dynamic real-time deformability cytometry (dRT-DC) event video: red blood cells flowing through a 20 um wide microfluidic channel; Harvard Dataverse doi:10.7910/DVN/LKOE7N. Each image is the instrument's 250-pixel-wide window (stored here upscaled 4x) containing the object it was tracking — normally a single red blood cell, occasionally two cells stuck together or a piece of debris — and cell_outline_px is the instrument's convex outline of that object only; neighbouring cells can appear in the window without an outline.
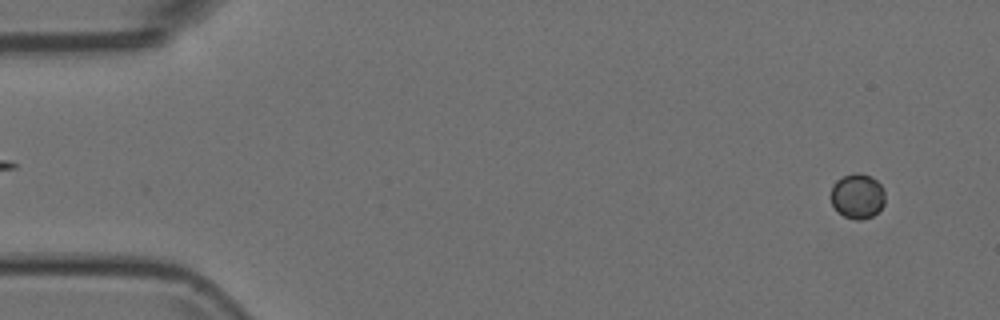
{"species": "Egyptian fruit bat (a non-hibernating species)", "species_latin": "Rousettus aegyptiacus", "temperature_condition": "room temperature", "stored_images_in_passage": 53, "camera_frame_rate_fps": 3000, "um_per_image_px": 0.085, "animal": {"sex": "female"}, "frame": {"image": 1, "passage_image": 4, "time_ms": 1.0, "image_size_px": [1000, 320], "cell_outline_px": [[884, 204], [872, 216], [860, 220], [856, 220], [844, 216], [832, 204], [832, 184], [836, 180], [844, 176], [856, 172], [872, 176], [880, 184], [884, 192]], "centroid_in_image_um": [72.89, 16.65], "position_along_channel_um": 12.1, "area_um2": 13.99}}
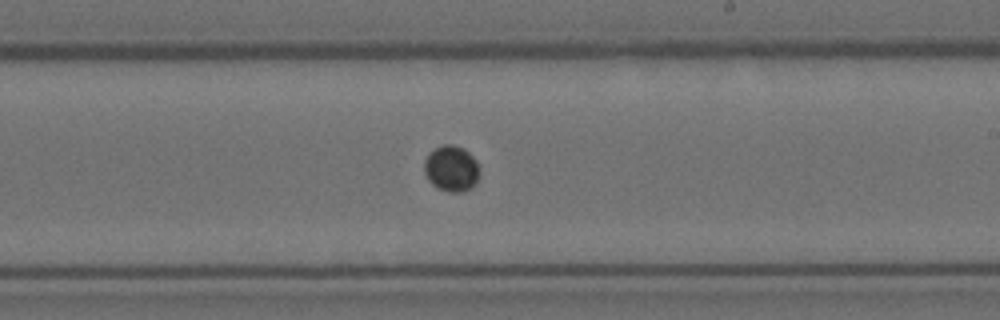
{"frame": {"image": 2, "passage_image": 31, "time_ms": 10.0, "image_size_px": [1000, 320], "cell_outline_px": [[480, 176], [476, 184], [472, 188], [460, 192], [448, 192], [432, 184], [428, 180], [424, 172], [424, 160], [436, 148], [444, 144], [452, 144], [464, 148], [476, 160], [480, 172]], "centroid_in_image_um": [38.4, 14.34], "position_along_channel_um": 250.6, "area_um2": 14.85}}
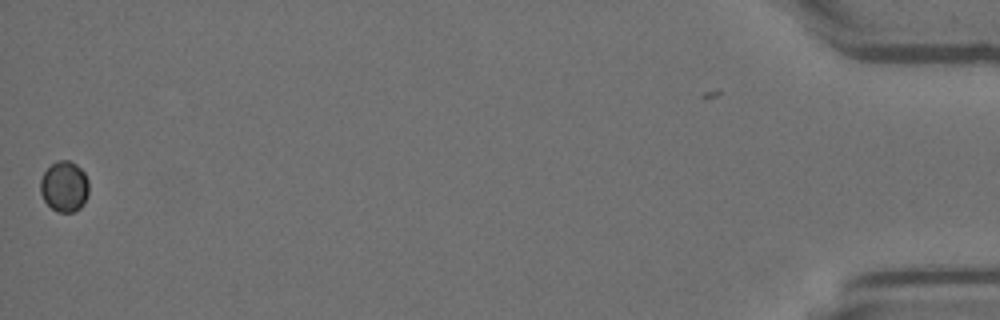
{"frame": {"image": 3, "passage_image": 52, "time_ms": 17.0, "image_size_px": [1000, 320], "cell_outline_px": [[88, 196], [84, 204], [80, 208], [72, 212], [56, 212], [44, 200], [40, 192], [40, 180], [44, 172], [56, 160], [68, 160], [76, 164], [84, 172], [88, 180]], "centroid_in_image_um": [5.47, 15.85], "position_along_channel_um": 429.7, "area_um2": 14.39}}